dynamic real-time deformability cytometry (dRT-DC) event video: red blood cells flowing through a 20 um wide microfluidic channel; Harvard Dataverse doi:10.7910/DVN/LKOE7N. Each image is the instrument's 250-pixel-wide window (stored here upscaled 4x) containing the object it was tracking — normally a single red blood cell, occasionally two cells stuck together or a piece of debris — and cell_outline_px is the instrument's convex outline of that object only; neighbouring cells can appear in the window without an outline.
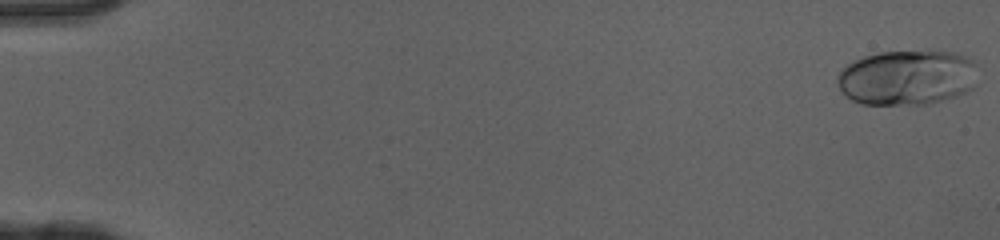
{"species": "human", "species_latin": "Homo sapiens", "temperature_condition": "cold", "stored_images_in_passage": 6, "camera_frame_rate_fps": 3000, "um_per_image_px": 0.085, "donor": {"sex": "female"}, "frame": {"image": 1, "passage_image": 1, "time_ms": 0.0, "image_size_px": [1000, 240], "cell_outline_px": [[976, 84], [972, 88], [956, 96], [928, 104], [860, 104], [852, 100], [840, 88], [836, 80], [836, 76], [848, 64], [864, 56], [880, 52], [956, 52], [972, 60]], "centroid_in_image_um": [77.08, 6.6], "position_along_channel_um": 7.9, "area_um2": 44.56}}